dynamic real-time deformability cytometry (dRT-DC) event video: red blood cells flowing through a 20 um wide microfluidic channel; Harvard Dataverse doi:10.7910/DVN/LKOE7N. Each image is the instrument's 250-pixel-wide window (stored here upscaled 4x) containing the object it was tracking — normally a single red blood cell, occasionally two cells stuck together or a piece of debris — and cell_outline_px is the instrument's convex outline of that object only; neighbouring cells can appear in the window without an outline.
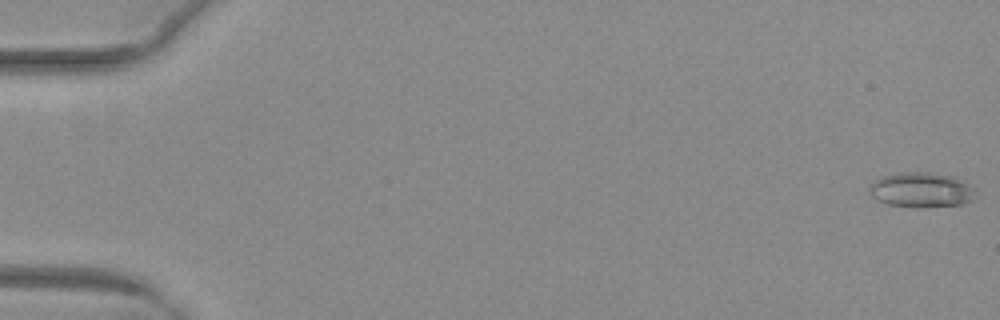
{"species": "common noctule bat (a hibernating species)", "species_latin": "Nyctalus noctula", "temperature_condition": "warm", "stored_images_in_passage": 49, "camera_frame_rate_fps": 3000, "um_per_image_px": 0.085, "animal": {"sex": "female", "body_mass_g": 29.2, "forearm_length_mm": 56.3}, "frame": {"image": 1, "passage_image": 1, "time_ms": 0.0, "image_size_px": [1000, 320], "cell_outline_px": [[972, 200], [964, 204], [924, 208], [916, 208], [888, 204], [876, 200], [868, 192], [868, 184], [880, 176], [896, 172], [932, 172], [952, 176], [964, 180], [972, 188]], "centroid_in_image_um": [78.23, 16.14], "position_along_channel_um": 6.8, "area_um2": 22.08}}
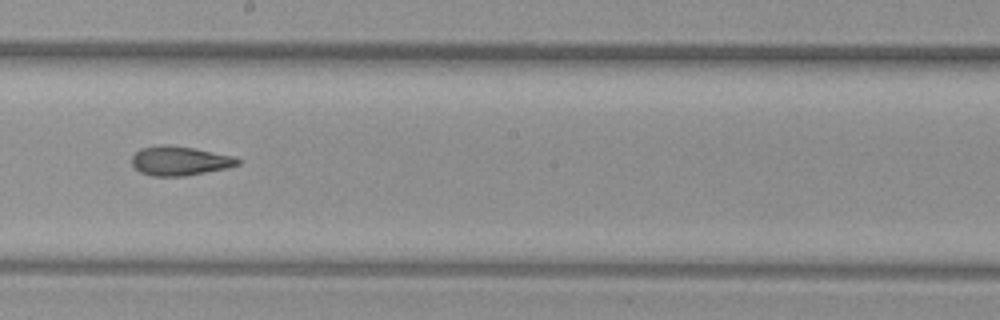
{"frame": {"image": 2, "passage_image": 31, "time_ms": 10.0, "image_size_px": [1000, 320], "cell_outline_px": [[240, 164], [228, 168], [184, 176], [152, 176], [140, 172], [132, 164], [132, 156], [140, 148], [160, 144], [196, 148], [232, 156], [240, 160]], "centroid_in_image_um": [15.27, 13.67], "position_along_channel_um": 232.9, "area_um2": 18.03}}
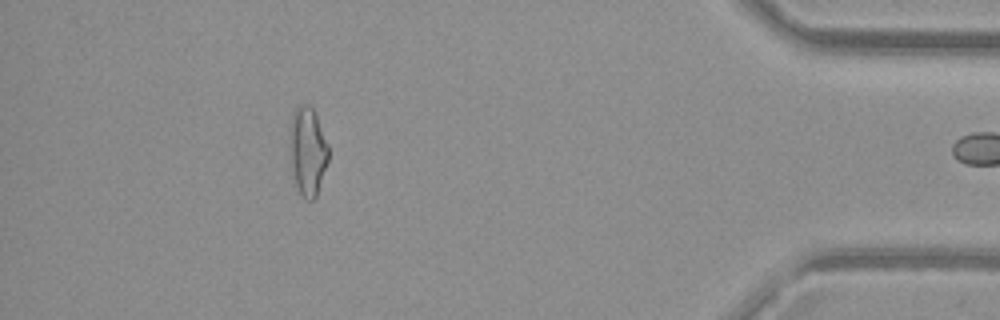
{"frame": {"image": 3, "passage_image": 48, "time_ms": 15.667, "image_size_px": [1000, 320], "cell_outline_px": [[328, 160], [316, 196], [312, 200], [308, 200], [300, 196], [296, 184], [292, 164], [292, 116], [296, 108], [300, 104], [308, 104], [312, 108], [316, 116], [328, 144]], "centroid_in_image_um": [26.19, 12.87], "position_along_channel_um": 409.0, "area_um2": 19.02}}